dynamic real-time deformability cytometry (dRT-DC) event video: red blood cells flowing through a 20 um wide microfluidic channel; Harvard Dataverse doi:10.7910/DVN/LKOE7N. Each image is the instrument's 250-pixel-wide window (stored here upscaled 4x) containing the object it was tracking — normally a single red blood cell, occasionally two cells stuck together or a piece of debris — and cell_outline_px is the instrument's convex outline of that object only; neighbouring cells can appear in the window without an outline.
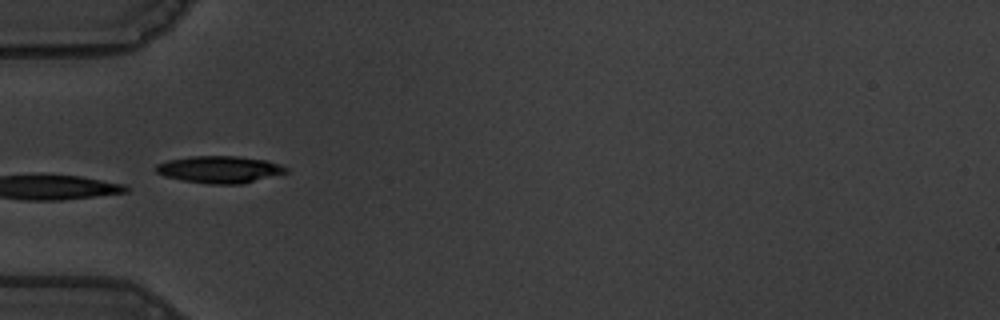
{"species": "common noctule bat (a hibernating species)", "species_latin": "Nyctalus noctula", "temperature_condition": "warm", "stored_images_in_passage": 36, "camera_frame_rate_fps": 3000, "um_per_image_px": 0.085, "animal": {"sex": "male", "body_mass_g": 19.5, "forearm_length_mm": 54.6}, "frame": {"image": 1, "passage_image": 1, "time_ms": 0.0, "image_size_px": [1000, 320], "cell_outline_px": [[288, 172], [240, 184], [212, 184], [184, 180], [164, 176], [156, 172], [156, 164], [168, 160], [188, 156], [236, 156], [268, 160], [280, 164], [288, 168]], "centroid_in_image_um": [18.67, 14.39], "position_along_channel_um": 66.3, "area_um2": 20.4}, "authors_computed_cell_mechanics": {"area_um2": 22.8599, "velocity_mm_per_s": 3.5796, "shape_relaxation_time_tau1_ms": 2.2212, "shape_relaxation_time_tau2_ms": 1.0468, "deformation_change_tau1": 0.1061, "deformation_change_tau2": 0.0557}}